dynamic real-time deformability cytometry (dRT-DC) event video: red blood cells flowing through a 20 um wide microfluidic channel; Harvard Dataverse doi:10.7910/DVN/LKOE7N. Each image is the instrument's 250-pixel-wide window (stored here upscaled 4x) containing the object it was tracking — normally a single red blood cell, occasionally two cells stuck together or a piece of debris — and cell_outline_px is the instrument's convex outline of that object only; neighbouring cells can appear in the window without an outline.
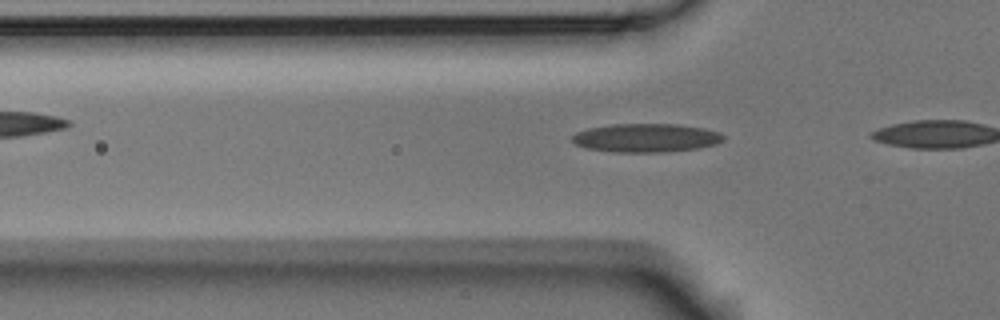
{"species": "Egyptian fruit bat (a non-hibernating species)", "species_latin": "Rousettus aegyptiacus", "temperature_condition": "room temperature", "stored_images_in_passage": 5, "camera_frame_rate_fps": 3000, "um_per_image_px": 0.085, "animal": {"sex": "male"}, "frame": {"image": 1, "passage_image": 2, "time_ms": 0.333, "image_size_px": [1000, 320], "cell_outline_px": [[724, 140], [716, 144], [700, 148], [664, 152], [612, 152], [584, 148], [576, 144], [572, 140], [572, 136], [576, 132], [588, 128], [612, 124], [676, 124], [704, 128], [720, 132], [724, 136]], "centroid_in_image_um": [54.92, 11.72], "position_along_channel_um": 70.9, "area_um2": 25.37}}